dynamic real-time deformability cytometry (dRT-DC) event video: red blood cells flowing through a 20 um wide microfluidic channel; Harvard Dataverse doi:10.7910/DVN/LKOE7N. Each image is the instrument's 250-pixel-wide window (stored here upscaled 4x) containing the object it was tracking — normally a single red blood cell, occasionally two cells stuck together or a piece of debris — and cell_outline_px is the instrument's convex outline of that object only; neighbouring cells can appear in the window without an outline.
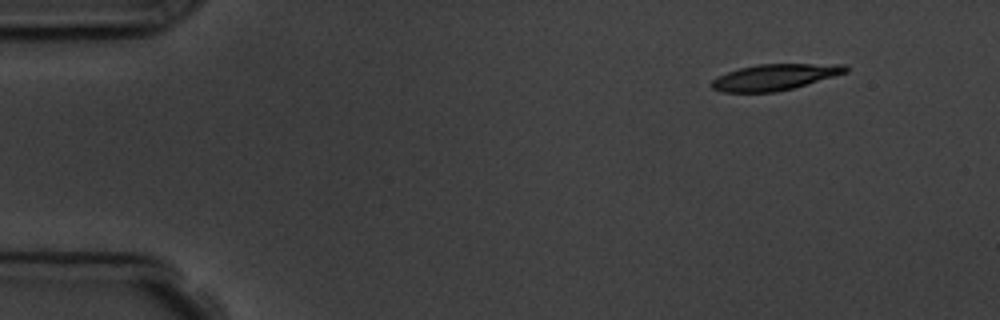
{"species": "common noctule bat (a hibernating species)", "species_latin": "Nyctalus noctula", "temperature_condition": "room temperature", "stored_images_in_passage": 6, "camera_frame_rate_fps": 3000, "um_per_image_px": 0.085, "animal": {"sex": "male", "body_mass_g": 19.5, "forearm_length_mm": 54.6}, "frame": {"image": 1, "passage_image": 1, "time_ms": 0.0, "image_size_px": [1000, 320], "cell_outline_px": [[848, 72], [792, 88], [776, 92], [724, 92], [712, 88], [712, 80], [728, 72], [740, 68], [756, 64], [848, 64]], "centroid_in_image_um": [65.89, 6.54], "position_along_channel_um": 19.1, "area_um2": 20.11}}
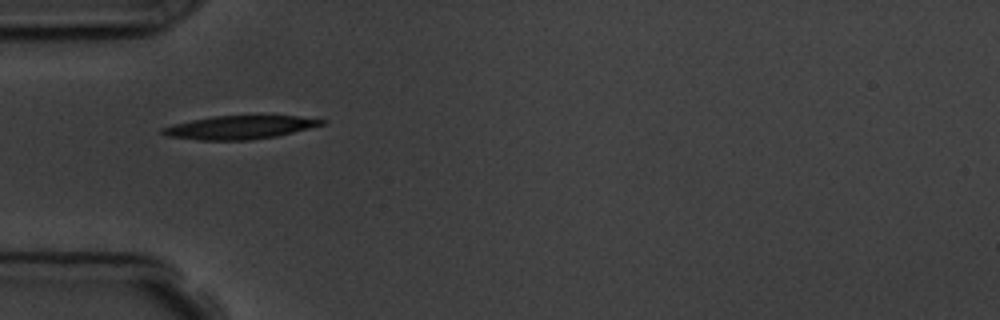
{"frame": {"image": 2, "passage_image": 4, "time_ms": 3.667, "image_size_px": [1000, 320], "cell_outline_px": [[328, 120], [324, 124], [276, 136], [248, 140], [200, 140], [168, 136], [160, 132], [160, 128], [172, 124], [212, 116], [296, 116]], "centroid_in_image_um": [20.33, 10.82], "position_along_channel_um": 64.7, "area_um2": 21.44}}
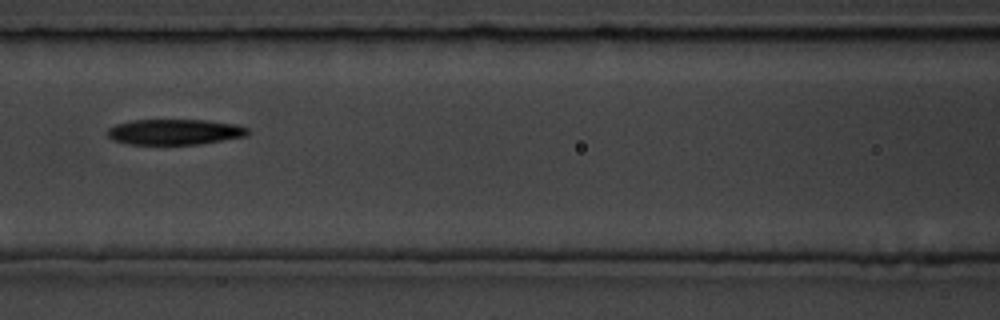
{"frame": {"image": 3, "passage_image": 6, "time_ms": 6.0, "image_size_px": [1000, 320], "cell_outline_px": [[248, 136], [200, 144], [128, 144], [112, 140], [104, 132], [108, 128], [116, 124], [132, 120], [208, 120], [236, 124], [248, 128]], "centroid_in_image_um": [14.83, 11.21], "position_along_channel_um": 151.8, "area_um2": 21.1}}